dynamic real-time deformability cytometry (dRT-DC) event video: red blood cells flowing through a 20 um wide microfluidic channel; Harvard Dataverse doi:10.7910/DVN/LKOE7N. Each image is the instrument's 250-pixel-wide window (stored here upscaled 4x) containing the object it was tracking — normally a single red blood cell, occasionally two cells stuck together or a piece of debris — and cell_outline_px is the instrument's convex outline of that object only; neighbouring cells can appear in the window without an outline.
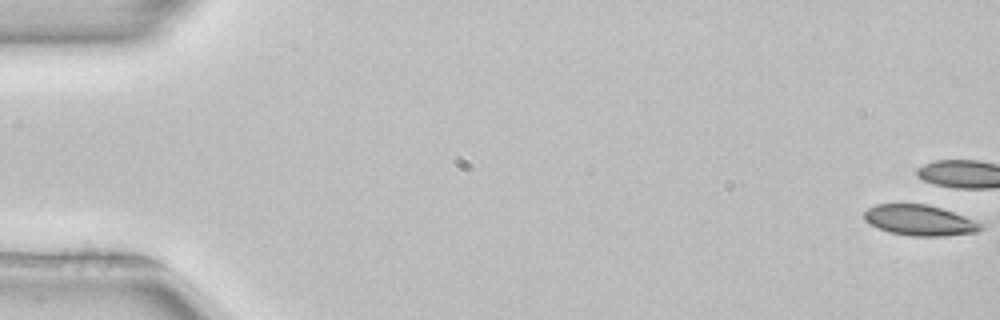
{"species": "common noctule bat (a hibernating species)", "species_latin": "Nyctalus noctula", "temperature_condition": "room temperature", "stored_images_in_passage": 7, "camera_frame_rate_fps": 3000, "um_per_image_px": 0.085, "animal": {"sex": "female", "body_mass_g": 22.7, "forearm_length_mm": 54.2}, "frame": {"image": 1, "passage_image": 1, "time_ms": 0.0, "image_size_px": [1000, 320], "cell_outline_px": [[984, 228], [976, 232], [944, 236], [912, 236], [888, 232], [876, 228], [868, 224], [864, 220], [864, 212], [868, 208], [876, 204], [928, 204], [964, 216], [984, 224]], "centroid_in_image_um": [78.14, 18.73], "position_along_channel_um": 6.9, "area_um2": 20.92}}